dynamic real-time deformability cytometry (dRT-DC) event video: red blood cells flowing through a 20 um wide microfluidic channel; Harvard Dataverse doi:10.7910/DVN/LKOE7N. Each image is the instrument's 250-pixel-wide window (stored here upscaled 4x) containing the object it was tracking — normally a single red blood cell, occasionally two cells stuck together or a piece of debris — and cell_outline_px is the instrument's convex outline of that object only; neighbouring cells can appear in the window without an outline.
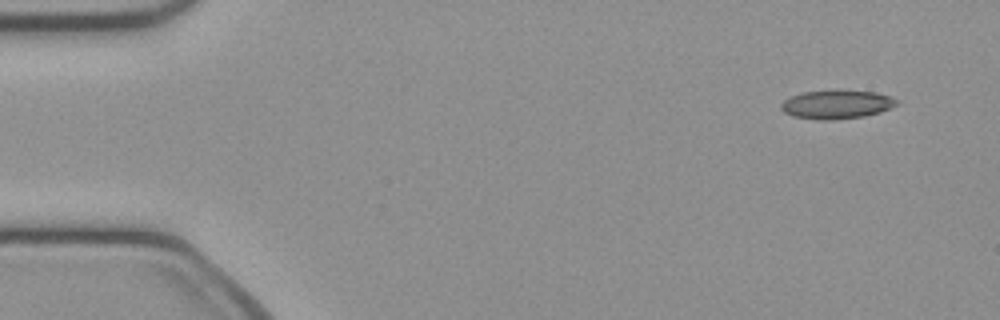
{"species": "common noctule bat (a hibernating species)", "species_latin": "Nyctalus noctula", "temperature_condition": "cold", "stored_images_in_passage": 47, "camera_frame_rate_fps": 3000, "um_per_image_px": 0.085, "animal": {"sex": "female", "body_mass_g": 21.9}, "frame": {"image": 1, "passage_image": 1, "time_ms": 0.0, "image_size_px": [1000, 320], "cell_outline_px": [[900, 104], [880, 112], [864, 116], [832, 120], [820, 120], [792, 116], [784, 112], [780, 108], [780, 104], [784, 100], [792, 96], [804, 92], [840, 88], [876, 92], [892, 96], [900, 100]], "centroid_in_image_um": [71.17, 8.84], "position_along_channel_um": 13.8, "area_um2": 20.0}}
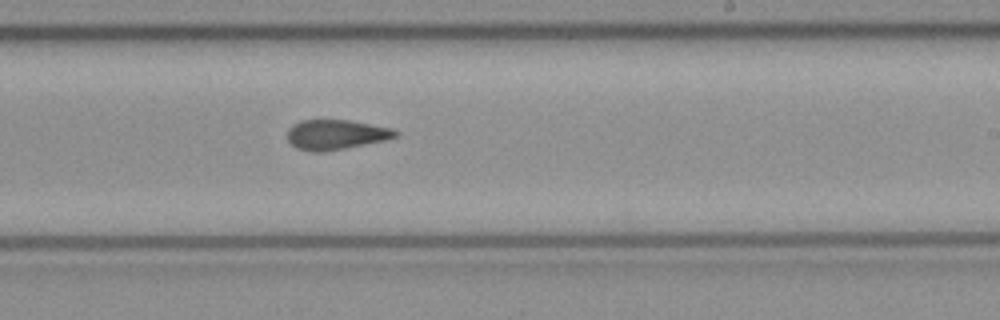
{"frame": {"image": 2, "passage_image": 27, "time_ms": 8.667, "image_size_px": [1000, 320], "cell_outline_px": [[400, 132], [396, 136], [384, 140], [324, 152], [312, 152], [296, 148], [288, 140], [288, 128], [292, 124], [300, 120], [348, 120], [392, 128]], "centroid_in_image_um": [28.52, 11.44], "position_along_channel_um": 260.5, "area_um2": 18.73}}
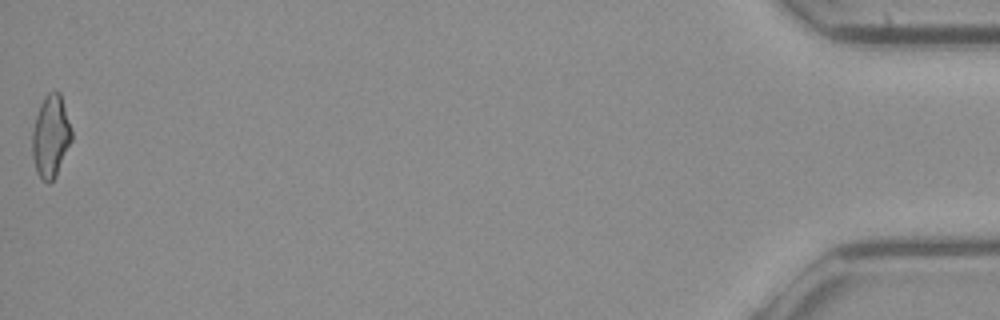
{"frame": {"image": 3, "passage_image": 47, "time_ms": 15.333, "image_size_px": [1000, 320], "cell_outline_px": [[72, 140], [56, 176], [48, 184], [36, 172], [32, 156], [32, 132], [36, 116], [40, 104], [44, 96], [48, 92], [60, 92], [72, 132]], "centroid_in_image_um": [4.3, 11.59], "position_along_channel_um": 430.9, "area_um2": 18.79}, "authors_computed_cell_mechanics": {"area_um2": 19.2474, "velocity_mm_per_s": 4.1166, "shape_relaxation_time_tau1_ms": null, "shape_relaxation_time_tau2_ms": 3.1771, "deformation_change_tau1": null, "deformation_change_tau2": 0.0985}}